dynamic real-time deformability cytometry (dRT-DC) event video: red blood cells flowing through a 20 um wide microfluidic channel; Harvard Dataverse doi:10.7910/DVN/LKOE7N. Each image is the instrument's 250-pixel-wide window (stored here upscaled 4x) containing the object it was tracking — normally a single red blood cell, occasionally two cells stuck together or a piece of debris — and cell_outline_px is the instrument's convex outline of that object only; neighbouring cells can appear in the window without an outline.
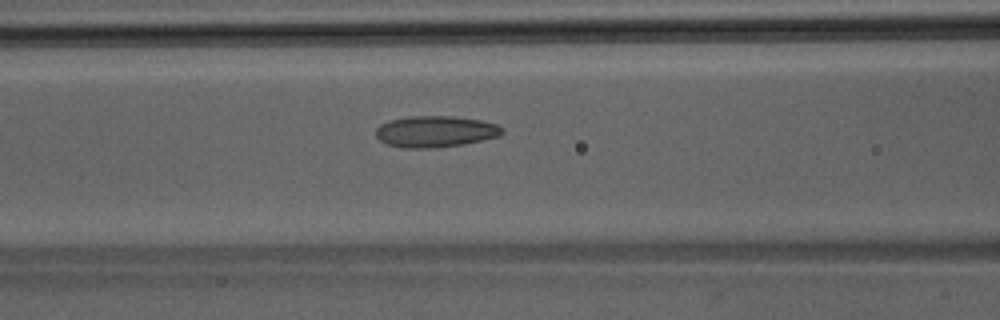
{"species": "Egyptian fruit bat (a non-hibernating species)", "species_latin": "Rousettus aegyptiacus", "temperature_condition": "room temperature", "stored_images_in_passage": 45, "camera_frame_rate_fps": 3000, "um_per_image_px": 0.085, "animal": {"sex": "male"}, "frame": {"image": 1, "passage_image": 19, "time_ms": 6.0, "image_size_px": [1000, 320], "cell_outline_px": [[504, 132], [500, 136], [464, 144], [432, 148], [404, 148], [388, 144], [380, 140], [376, 136], [376, 128], [380, 124], [388, 120], [408, 116], [452, 116], [480, 120], [496, 124], [504, 128]], "centroid_in_image_um": [37.01, 11.17], "position_along_channel_um": 129.6, "area_um2": 23.18}}
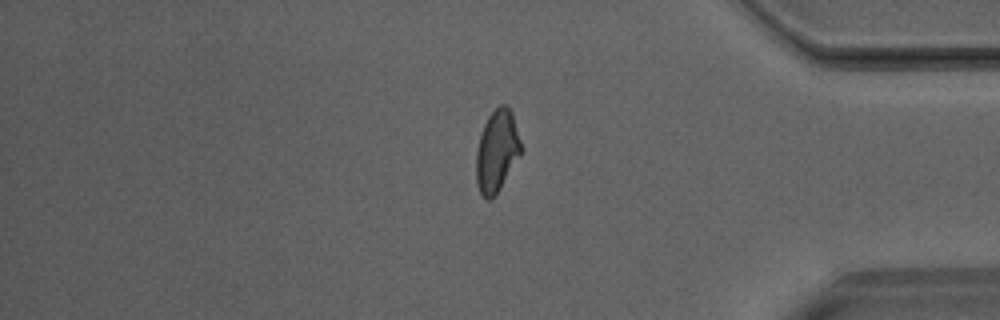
{"frame": {"image": 2, "passage_image": 38, "time_ms": 12.333, "image_size_px": [1000, 320], "cell_outline_px": [[524, 152], [496, 196], [492, 200], [484, 200], [480, 192], [476, 180], [476, 152], [480, 136], [484, 124], [488, 116], [500, 104], [508, 104], [512, 112], [524, 148]], "centroid_in_image_um": [42.28, 12.87], "position_along_channel_um": 392.9, "area_um2": 22.2}}
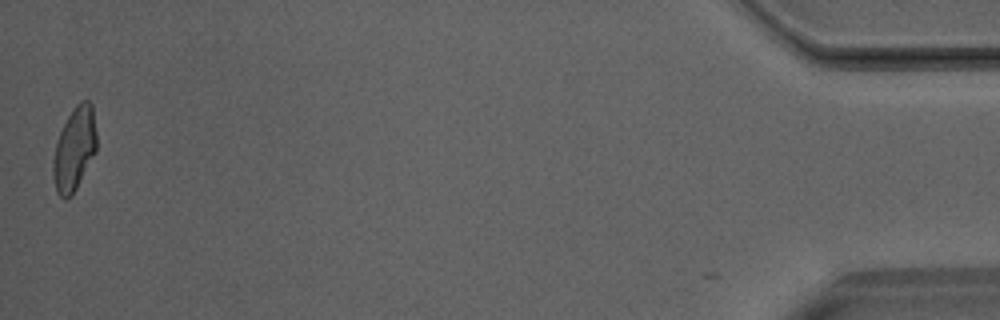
{"frame": {"image": 3, "passage_image": 45, "time_ms": 14.667, "image_size_px": [1000, 320], "cell_outline_px": [[96, 152], [76, 188], [64, 200], [56, 192], [52, 176], [52, 164], [56, 144], [60, 132], [68, 116], [76, 104], [80, 100], [88, 100], [92, 104], [96, 132]], "centroid_in_image_um": [6.32, 12.65], "position_along_channel_um": 428.9, "area_um2": 20.98}}